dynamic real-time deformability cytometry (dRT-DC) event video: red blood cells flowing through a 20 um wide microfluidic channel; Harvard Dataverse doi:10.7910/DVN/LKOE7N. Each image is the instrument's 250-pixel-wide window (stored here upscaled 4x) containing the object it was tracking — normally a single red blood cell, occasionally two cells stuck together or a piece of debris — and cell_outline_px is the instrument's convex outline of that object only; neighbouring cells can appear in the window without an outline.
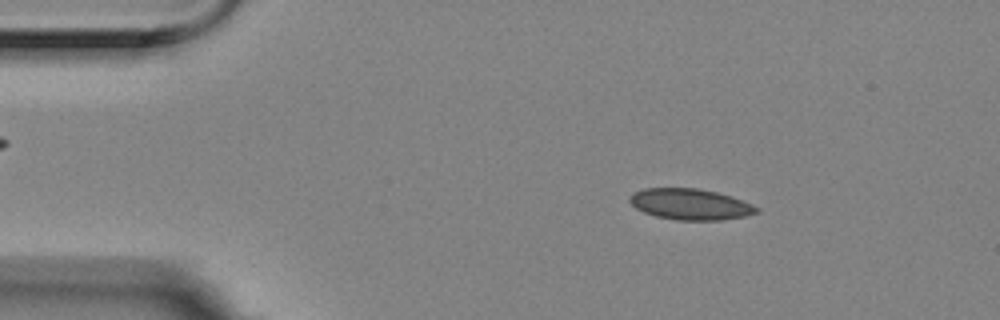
{"species": "Egyptian fruit bat (a non-hibernating species)", "species_latin": "Rousettus aegyptiacus", "temperature_condition": "room temperature", "stored_images_in_passage": 3, "camera_frame_rate_fps": 3000, "um_per_image_px": 0.085, "animal": {"sex": "female"}, "frame": {"image": 1, "passage_image": 1, "time_ms": 0.0, "image_size_px": [1000, 320], "cell_outline_px": [[760, 212], [744, 216], [720, 220], [676, 220], [656, 216], [644, 212], [636, 208], [628, 200], [636, 192], [644, 188], [696, 188], [716, 192], [752, 204], [760, 208]], "centroid_in_image_um": [58.69, 17.37], "position_along_channel_um": 26.3, "area_um2": 22.66}}